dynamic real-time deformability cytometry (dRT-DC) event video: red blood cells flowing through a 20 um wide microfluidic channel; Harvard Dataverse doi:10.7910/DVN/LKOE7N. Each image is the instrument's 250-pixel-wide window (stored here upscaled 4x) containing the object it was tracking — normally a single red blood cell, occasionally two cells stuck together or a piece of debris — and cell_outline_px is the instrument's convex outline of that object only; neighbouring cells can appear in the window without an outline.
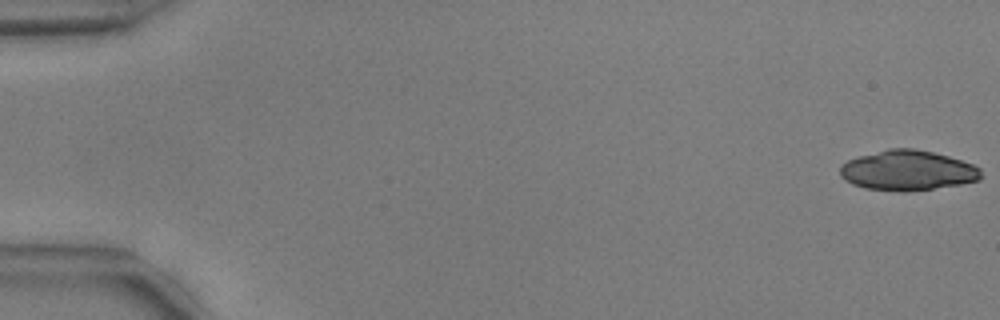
{"species": "common noctule bat (a hibernating species)", "species_latin": "Nyctalus noctula", "temperature_condition": "warm", "stored_images_in_passage": 13, "camera_frame_rate_fps": 3000, "um_per_image_px": 0.085, "animal": {"sex": "male", "body_mass_g": 17.9, "forearm_length_mm": 54.2}, "frame": {"image": 1, "passage_image": 1, "time_ms": 0.0, "image_size_px": [1000, 320], "cell_outline_px": [[980, 180], [960, 184], [908, 192], [904, 192], [864, 188], [852, 184], [844, 180], [840, 176], [840, 168], [848, 160], [860, 156], [888, 148], [916, 148], [948, 156], [972, 164], [980, 168]], "centroid_in_image_um": [77.13, 14.49], "position_along_channel_um": 7.9, "area_um2": 32.83}}